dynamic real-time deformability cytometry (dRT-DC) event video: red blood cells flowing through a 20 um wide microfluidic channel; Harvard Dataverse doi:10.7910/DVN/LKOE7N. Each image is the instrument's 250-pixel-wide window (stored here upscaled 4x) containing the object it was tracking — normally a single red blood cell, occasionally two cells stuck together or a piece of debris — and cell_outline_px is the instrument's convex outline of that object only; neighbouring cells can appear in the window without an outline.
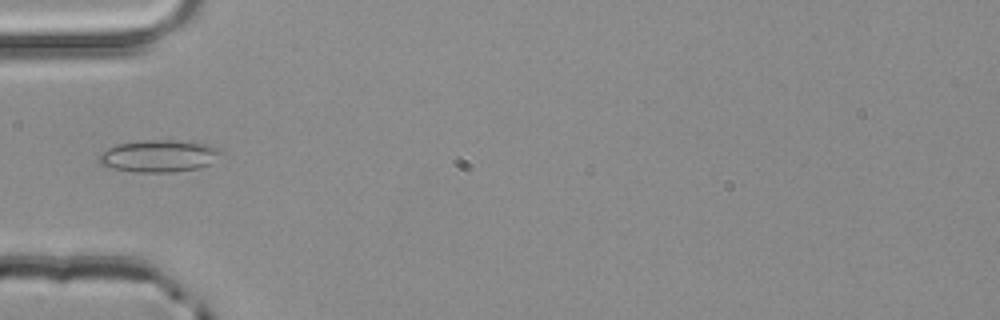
{"species": "common noctule bat (a hibernating species)", "species_latin": "Nyctalus noctula", "temperature_condition": "room temperature", "stored_images_in_passage": 1, "camera_frame_rate_fps": 3000, "um_per_image_px": 0.085, "animal": {"sex": "male", "body_mass_g": 20.4}, "frame": {"image": 1, "passage_image": 1, "time_ms": 0.0, "image_size_px": [1000, 320], "cell_outline_px": [[224, 152], [208, 164], [200, 168], [172, 172], [136, 172], [112, 168], [100, 164], [100, 156], [108, 148], [116, 144], [140, 140], [192, 140], [208, 144]], "centroid_in_image_um": [13.54, 13.24], "position_along_channel_um": 71.5, "area_um2": 22.89}}